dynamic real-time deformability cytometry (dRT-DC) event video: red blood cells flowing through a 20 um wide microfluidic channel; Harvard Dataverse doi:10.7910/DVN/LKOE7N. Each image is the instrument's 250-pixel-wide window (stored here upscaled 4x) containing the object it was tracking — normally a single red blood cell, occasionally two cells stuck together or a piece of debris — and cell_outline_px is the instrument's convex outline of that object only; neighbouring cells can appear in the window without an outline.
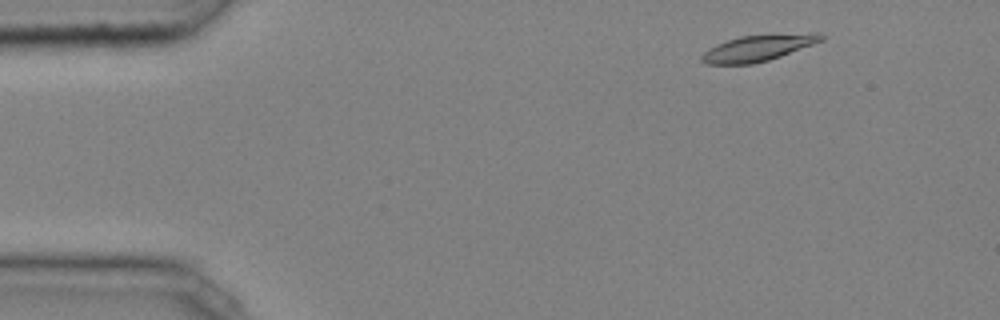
{"species": "common noctule bat (a hibernating species)", "species_latin": "Nyctalus noctula", "temperature_condition": "cold", "stored_images_in_passage": 40, "camera_frame_rate_fps": 3000, "um_per_image_px": 0.085, "animal": {"sex": "male", "body_mass_g": 20.4}, "frame": {"image": 1, "passage_image": 3, "time_ms": 0.667, "image_size_px": [1000, 320], "cell_outline_px": [[824, 40], [780, 56], [768, 60], [752, 64], [704, 64], [700, 60], [700, 56], [708, 48], [716, 44], [740, 36], [812, 32], [820, 32], [824, 36]], "centroid_in_image_um": [64.43, 4.07], "position_along_channel_um": 20.6, "area_um2": 18.32}}
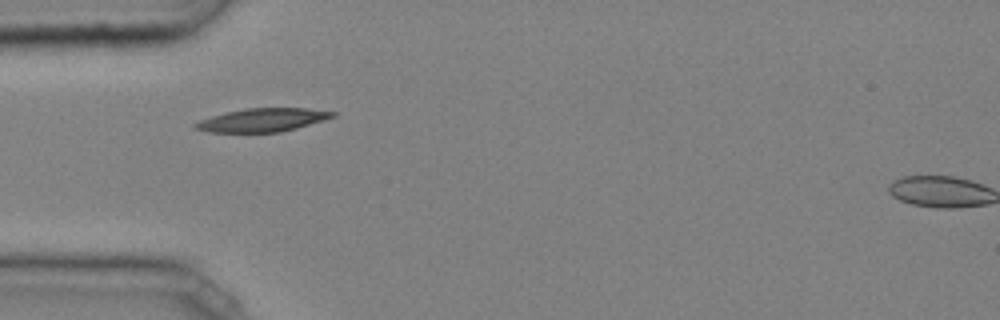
{"frame": {"image": 2, "passage_image": 12, "time_ms": 3.667, "image_size_px": [1000, 320], "cell_outline_px": [[336, 116], [296, 128], [280, 132], [208, 132], [192, 128], [192, 124], [200, 120], [212, 116], [244, 108], [308, 108], [336, 112]], "centroid_in_image_um": [22.29, 10.2], "position_along_channel_um": 62.7, "area_um2": 18.61}}
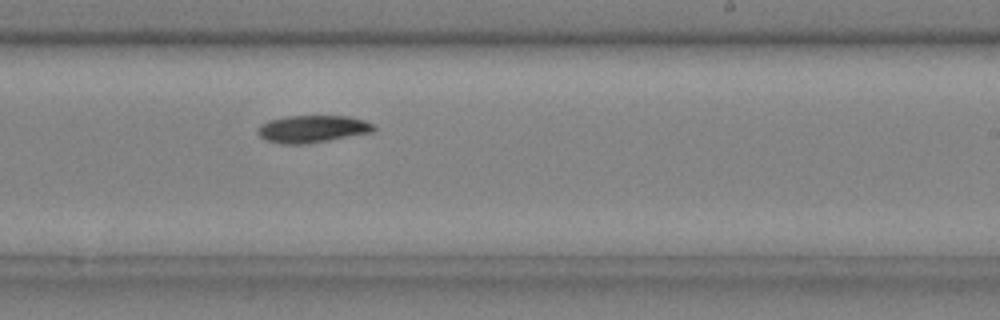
{"frame": {"image": 3, "passage_image": 27, "time_ms": 8.667, "image_size_px": [1000, 320], "cell_outline_px": [[376, 128], [372, 132], [308, 144], [284, 144], [264, 140], [256, 132], [260, 124], [268, 120], [284, 116], [348, 116], [364, 120], [376, 124]], "centroid_in_image_um": [26.54, 10.96], "position_along_channel_um": 262.5, "area_um2": 18.67}, "authors_computed_cell_mechanics": {"area_um2": 18.207, "velocity_mm_per_s": 4.0275, "shape_relaxation_time_tau1_ms": 7.17, "shape_relaxation_time_tau2_ms": 2.0112, "deformation_change_tau1": 0.134, "deformation_change_tau2": 0.0573}}